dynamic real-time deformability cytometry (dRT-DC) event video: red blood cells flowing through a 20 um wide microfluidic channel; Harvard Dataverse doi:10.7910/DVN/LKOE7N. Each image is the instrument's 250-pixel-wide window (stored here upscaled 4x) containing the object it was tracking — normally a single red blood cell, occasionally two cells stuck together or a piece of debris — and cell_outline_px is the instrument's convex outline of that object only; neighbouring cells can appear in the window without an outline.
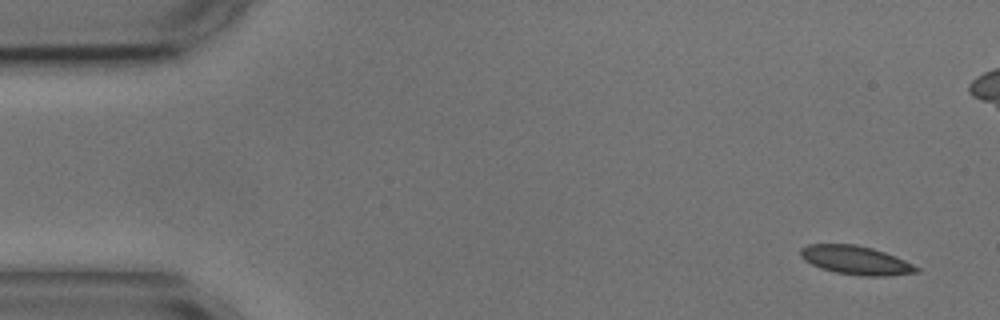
{"species": "common noctule bat (a hibernating species)", "species_latin": "Nyctalus noctula", "temperature_condition": "cold", "stored_images_in_passage": 5, "camera_frame_rate_fps": 3000, "um_per_image_px": 0.085, "animal": {"sex": "male", "body_mass_g": 17.9, "forearm_length_mm": 54.2}, "frame": {"image": 1, "passage_image": 1, "time_ms": 0.0, "image_size_px": [1000, 320], "cell_outline_px": [[920, 272], [888, 276], [860, 276], [836, 272], [820, 268], [804, 260], [800, 256], [800, 248], [808, 244], [856, 244], [872, 248], [884, 252], [904, 260], [920, 268]], "centroid_in_image_um": [72.74, 22.12], "position_along_channel_um": 12.3, "area_um2": 19.42}}